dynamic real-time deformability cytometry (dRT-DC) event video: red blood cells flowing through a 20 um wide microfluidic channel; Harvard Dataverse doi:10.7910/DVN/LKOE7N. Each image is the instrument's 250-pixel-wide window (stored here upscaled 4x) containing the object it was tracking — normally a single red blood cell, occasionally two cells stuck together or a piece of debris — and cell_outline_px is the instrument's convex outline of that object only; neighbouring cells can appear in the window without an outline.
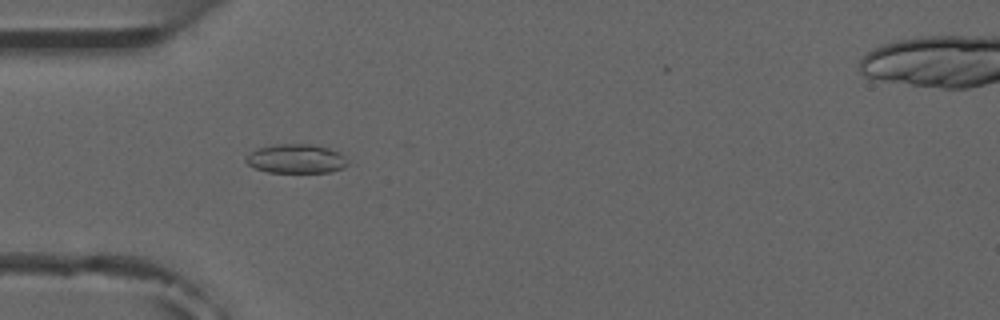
{"species": "common noctule bat (a hibernating species)", "species_latin": "Nyctalus noctula", "temperature_condition": "room temperature", "stored_images_in_passage": 7, "camera_frame_rate_fps": 3000, "um_per_image_px": 0.085, "animal": {"sex": "male", "forearm_length_mm": 52.5}, "frame": {"image": 1, "passage_image": 4, "time_ms": 4.0, "image_size_px": [1000, 320], "cell_outline_px": [[356, 164], [344, 168], [328, 172], [268, 172], [256, 168], [248, 164], [244, 160], [256, 148], [276, 144], [312, 144], [328, 148], [340, 152]], "centroid_in_image_um": [25.29, 13.49], "position_along_channel_um": 59.7, "area_um2": 17.57}}
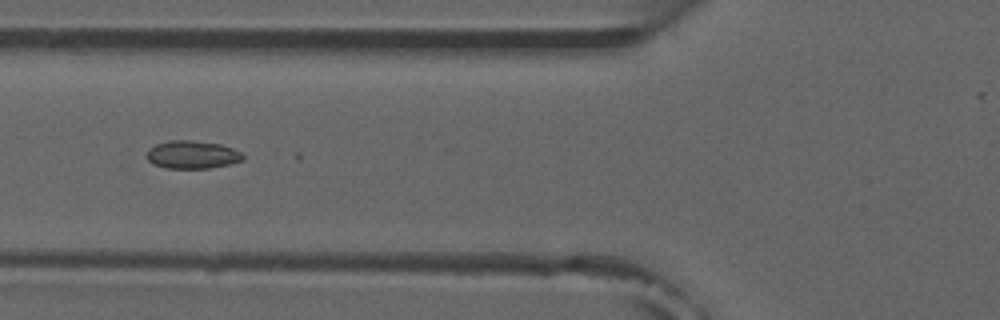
{"frame": {"image": 2, "passage_image": 5, "time_ms": 5.333, "image_size_px": [1000, 320], "cell_outline_px": [[244, 160], [228, 164], [208, 168], [164, 168], [152, 164], [148, 160], [148, 148], [156, 144], [168, 140], [192, 140], [220, 144], [232, 148], [240, 152], [244, 156]], "centroid_in_image_um": [16.32, 13.14], "position_along_channel_um": 109.5, "area_um2": 15.66}}
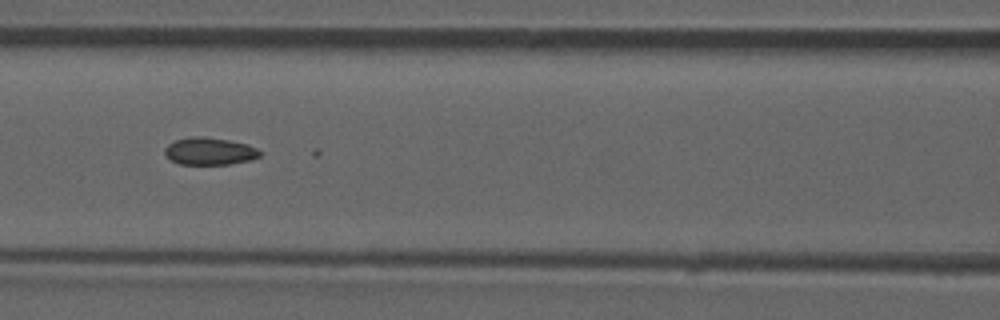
{"frame": {"image": 3, "passage_image": 6, "time_ms": 6.333, "image_size_px": [1000, 320], "cell_outline_px": [[260, 156], [248, 160], [228, 164], [180, 164], [168, 160], [164, 156], [164, 148], [168, 144], [176, 140], [192, 136], [204, 136], [228, 140], [248, 144], [256, 148], [260, 152]], "centroid_in_image_um": [17.74, 12.85], "position_along_channel_um": 148.9, "area_um2": 15.2}}